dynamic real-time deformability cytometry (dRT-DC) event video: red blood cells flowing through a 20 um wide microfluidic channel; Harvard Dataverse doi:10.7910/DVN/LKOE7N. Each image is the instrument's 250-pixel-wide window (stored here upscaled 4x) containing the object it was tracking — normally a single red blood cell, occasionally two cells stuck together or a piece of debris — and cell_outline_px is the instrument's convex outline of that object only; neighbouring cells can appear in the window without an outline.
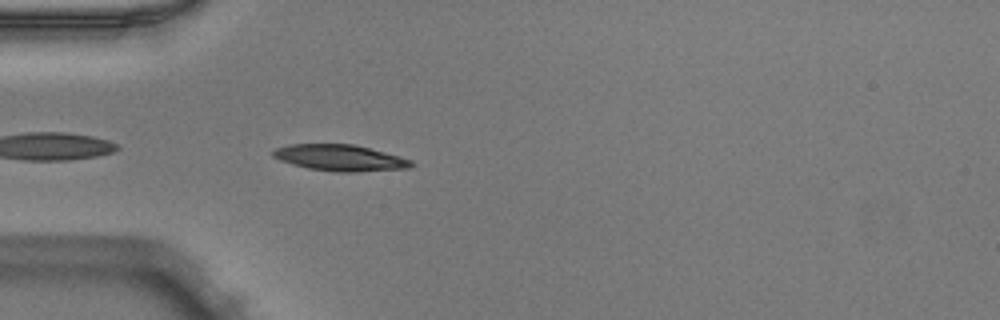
{"species": "Egyptian fruit bat (a non-hibernating species)", "species_latin": "Rousettus aegyptiacus", "temperature_condition": "warm", "stored_images_in_passage": 38, "camera_frame_rate_fps": 3000, "um_per_image_px": 0.085, "animal": {"sex": "male"}, "frame": {"image": 1, "passage_image": 2, "time_ms": 0.333, "image_size_px": [1000, 320], "cell_outline_px": [[416, 164], [408, 168], [356, 172], [336, 172], [308, 168], [292, 164], [280, 160], [272, 156], [272, 152], [276, 148], [288, 144], [352, 144], [400, 156], [412, 160]], "centroid_in_image_um": [28.91, 13.42], "position_along_channel_um": 56.1, "area_um2": 21.1}}
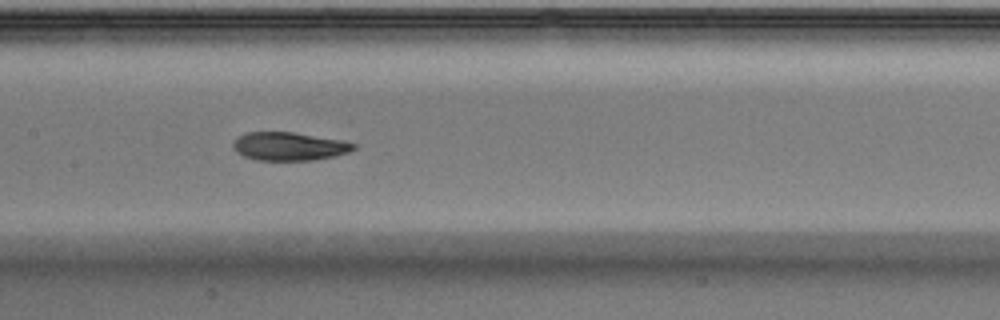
{"frame": {"image": 2, "passage_image": 12, "time_ms": 3.667, "image_size_px": [1000, 320], "cell_outline_px": [[356, 148], [348, 152], [332, 156], [312, 160], [256, 160], [244, 156], [236, 152], [232, 148], [232, 144], [236, 136], [244, 132], [292, 132], [344, 140], [356, 144]], "centroid_in_image_um": [24.53, 12.43], "position_along_channel_um": 182.9, "area_um2": 20.0}}
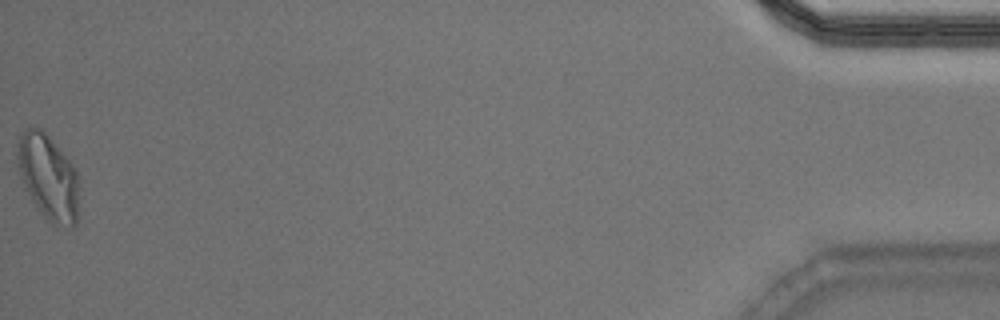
{"frame": {"image": 3, "passage_image": 38, "time_ms": 12.333, "image_size_px": [1000, 320], "cell_outline_px": [[76, 224], [72, 228], [52, 224], [36, 208], [24, 188], [16, 164], [16, 144], [24, 128], [40, 128], [52, 140], [76, 168]], "centroid_in_image_um": [4.03, 15.04], "position_along_channel_um": 431.2, "area_um2": 30.52}, "authors_computed_cell_mechanics": {"area_um2": 21.3571, "velocity_mm_per_s": 3.9622, "shape_relaxation_time_tau1_ms": 10.255, "shape_relaxation_time_tau2_ms": 2.4838, "deformation_change_tau1": 0.2873, "deformation_change_tau2": 0.0717}}